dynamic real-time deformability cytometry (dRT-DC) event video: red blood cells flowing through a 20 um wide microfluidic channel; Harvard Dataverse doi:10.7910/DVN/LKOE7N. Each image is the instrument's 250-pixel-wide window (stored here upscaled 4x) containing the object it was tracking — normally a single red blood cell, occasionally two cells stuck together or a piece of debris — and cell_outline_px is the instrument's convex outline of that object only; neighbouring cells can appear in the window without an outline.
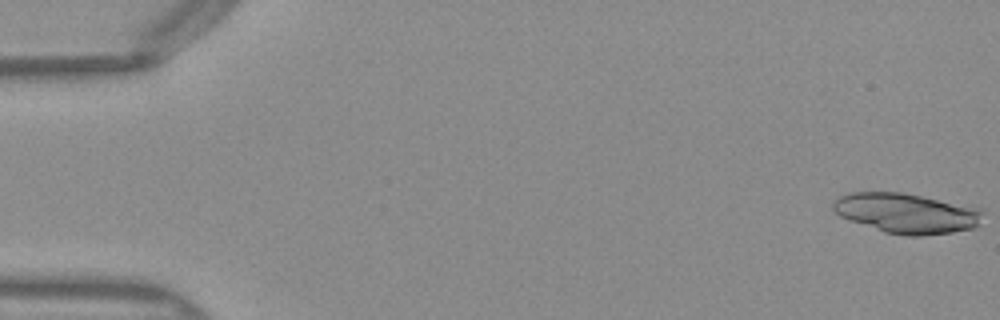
{"species": "Egyptian fruit bat (a non-hibernating species)", "species_latin": "Rousettus aegyptiacus", "temperature_condition": "warm", "stored_images_in_passage": 16, "camera_frame_rate_fps": 3000, "um_per_image_px": 0.085, "frame": {"image": 1, "passage_image": 1, "time_ms": 0.0, "image_size_px": [1000, 320], "cell_outline_px": [[984, 212], [980, 224], [976, 228], [952, 232], [920, 236], [908, 236], [884, 232], [848, 220], [840, 216], [832, 208], [832, 204], [840, 196], [848, 192], [904, 192], [984, 208]], "centroid_in_image_um": [77.11, 18.12], "position_along_channel_um": 7.9, "area_um2": 35.43}}